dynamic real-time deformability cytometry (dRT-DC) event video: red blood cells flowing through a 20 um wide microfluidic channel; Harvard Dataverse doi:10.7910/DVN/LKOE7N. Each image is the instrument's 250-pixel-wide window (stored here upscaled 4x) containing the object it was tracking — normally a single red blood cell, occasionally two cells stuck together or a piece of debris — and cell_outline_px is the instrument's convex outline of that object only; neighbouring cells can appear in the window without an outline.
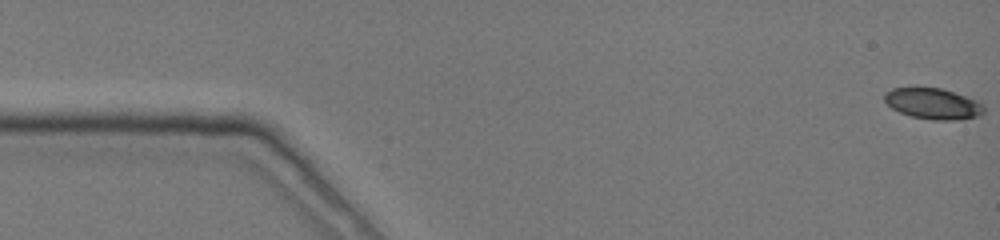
{"species": "common noctule bat (a hibernating species)", "species_latin": "Nyctalus noctula", "temperature_condition": "cold", "stored_images_in_passage": 2, "camera_frame_rate_fps": 3000, "um_per_image_px": 0.085, "animal": {"sex": "female", "body_mass_g": 19.0, "forearm_length_mm": 51.5}, "frame": {"image": 1, "passage_image": 1, "time_ms": 0.0, "image_size_px": [1000, 240], "cell_outline_px": [[984, 112], [976, 116], [960, 120], [932, 120], [912, 116], [900, 112], [892, 108], [884, 100], [884, 92], [892, 88], [916, 84], [940, 88], [980, 100], [984, 104]], "centroid_in_image_um": [79.28, 8.76], "position_along_channel_um": 5.7, "area_um2": 18.67}}